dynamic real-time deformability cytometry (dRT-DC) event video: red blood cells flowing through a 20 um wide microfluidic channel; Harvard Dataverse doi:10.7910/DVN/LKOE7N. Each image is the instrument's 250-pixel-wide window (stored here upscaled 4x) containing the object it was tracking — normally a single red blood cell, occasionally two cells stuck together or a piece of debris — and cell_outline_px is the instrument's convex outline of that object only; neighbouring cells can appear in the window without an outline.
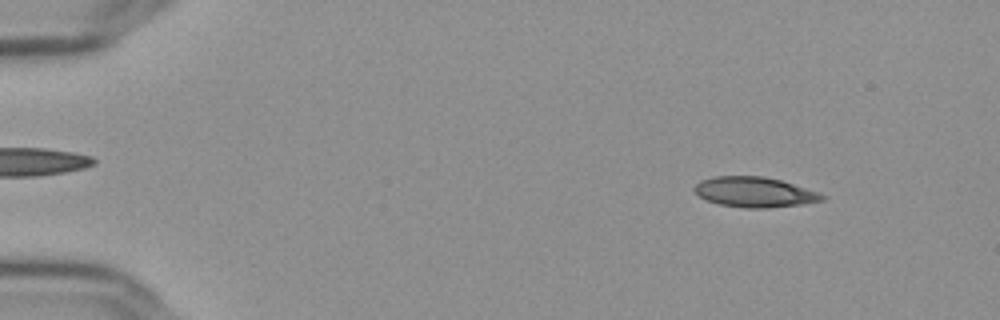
{"species": "Egyptian fruit bat (a non-hibernating species)", "species_latin": "Rousettus aegyptiacus", "temperature_condition": "cold", "stored_images_in_passage": 55, "camera_frame_rate_fps": 3000, "um_per_image_px": 0.085, "frame": {"image": 1, "passage_image": 6, "time_ms": 1.667, "image_size_px": [1000, 320], "cell_outline_px": [[828, 196], [824, 200], [804, 204], [768, 208], [744, 208], [720, 204], [704, 200], [692, 188], [700, 180], [716, 176], [764, 176], [780, 180], [820, 192]], "centroid_in_image_um": [64.16, 16.33], "position_along_channel_um": 20.8, "area_um2": 22.66}}
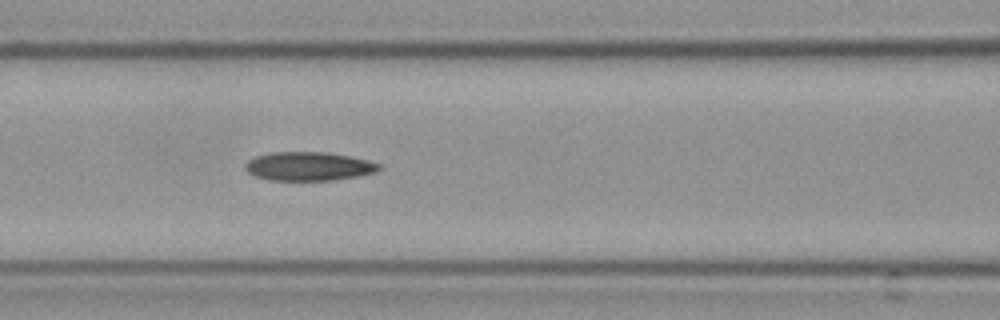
{"frame": {"image": 2, "passage_image": 24, "time_ms": 7.667, "image_size_px": [1000, 320], "cell_outline_px": [[384, 168], [376, 172], [356, 176], [332, 180], [268, 180], [256, 176], [248, 172], [244, 168], [244, 164], [248, 160], [256, 156], [272, 152], [324, 152], [348, 156], [368, 160], [380, 164]], "centroid_in_image_um": [26.23, 14.13], "position_along_channel_um": 140.4, "area_um2": 22.37}}
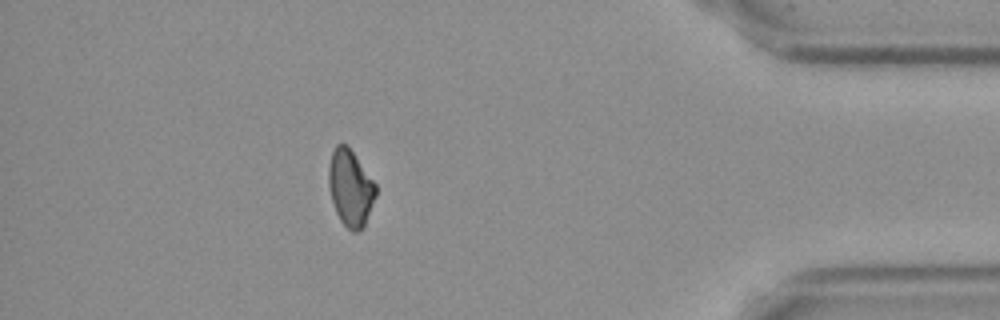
{"frame": {"image": 3, "passage_image": 49, "time_ms": 16.0, "image_size_px": [1000, 320], "cell_outline_px": [[376, 196], [364, 228], [356, 232], [352, 232], [340, 220], [336, 212], [328, 188], [328, 168], [332, 152], [336, 144], [348, 144], [376, 184]], "centroid_in_image_um": [29.79, 15.97], "position_along_channel_um": 405.4, "area_um2": 21.21}, "authors_computed_cell_mechanics": {"area_um2": 22.3686, "velocity_mm_per_s": 3.6636, "shape_relaxation_time_tau1_ms": null, "shape_relaxation_time_tau2_ms": 9.3506, "deformation_change_tau1": null, "deformation_change_tau2": 0.1777}}